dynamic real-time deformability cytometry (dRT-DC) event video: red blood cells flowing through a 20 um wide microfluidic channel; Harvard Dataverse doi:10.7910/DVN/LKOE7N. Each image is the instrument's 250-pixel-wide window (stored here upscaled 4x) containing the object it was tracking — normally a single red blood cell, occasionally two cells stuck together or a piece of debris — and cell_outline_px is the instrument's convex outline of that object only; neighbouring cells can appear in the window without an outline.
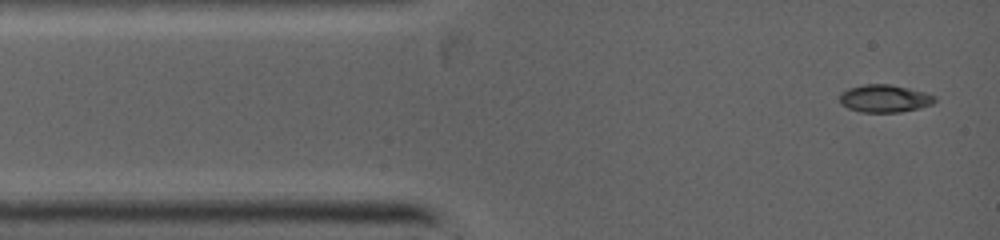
{"species": "common noctule bat (a hibernating species)", "species_latin": "Nyctalus noctula", "temperature_condition": "warm", "stored_images_in_passage": 5, "camera_frame_rate_fps": 5000, "um_per_image_px": 0.085, "animal": {"sex": "female", "body_mass_g": 19.0, "forearm_length_mm": 53.3}, "frame": {"image": 1, "passage_image": 1, "time_ms": 0.0, "image_size_px": [1000, 240], "cell_outline_px": [[936, 100], [932, 104], [920, 108], [900, 112], [860, 112], [848, 108], [840, 104], [840, 92], [848, 88], [864, 84], [888, 84], [908, 88], [924, 92], [936, 96]], "centroid_in_image_um": [75.17, 8.37], "position_along_channel_um": 9.8, "area_um2": 15.37}}
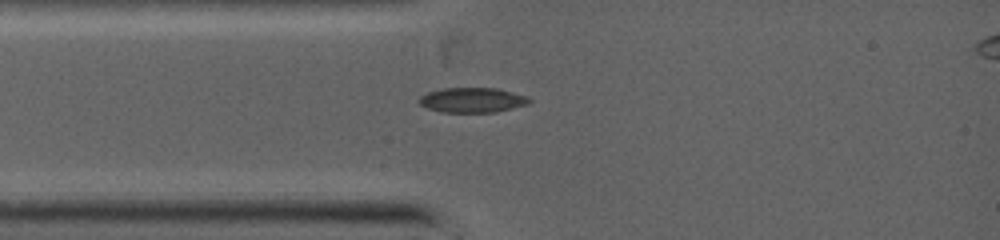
{"frame": {"image": 2, "passage_image": 5, "time_ms": 1.8, "image_size_px": [1000, 240], "cell_outline_px": [[532, 100], [528, 104], [496, 112], [440, 112], [428, 108], [420, 104], [420, 96], [428, 92], [444, 88], [496, 88], [528, 96]], "centroid_in_image_um": [40.17, 8.5], "position_along_channel_um": 44.8, "area_um2": 15.9}}